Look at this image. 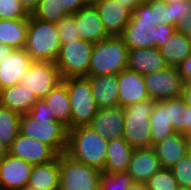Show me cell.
<instances>
[{
	"mask_svg": "<svg viewBox=\"0 0 191 190\" xmlns=\"http://www.w3.org/2000/svg\"><path fill=\"white\" fill-rule=\"evenodd\" d=\"M33 59L25 49L14 52L0 61V91L16 85L33 63Z\"/></svg>",
	"mask_w": 191,
	"mask_h": 190,
	"instance_id": "cell-19",
	"label": "cell"
},
{
	"mask_svg": "<svg viewBox=\"0 0 191 190\" xmlns=\"http://www.w3.org/2000/svg\"><path fill=\"white\" fill-rule=\"evenodd\" d=\"M70 15L66 9V0H40L32 17L44 22L57 23L63 17Z\"/></svg>",
	"mask_w": 191,
	"mask_h": 190,
	"instance_id": "cell-30",
	"label": "cell"
},
{
	"mask_svg": "<svg viewBox=\"0 0 191 190\" xmlns=\"http://www.w3.org/2000/svg\"><path fill=\"white\" fill-rule=\"evenodd\" d=\"M23 190H38L35 187H32L30 185H27L25 188H23Z\"/></svg>",
	"mask_w": 191,
	"mask_h": 190,
	"instance_id": "cell-51",
	"label": "cell"
},
{
	"mask_svg": "<svg viewBox=\"0 0 191 190\" xmlns=\"http://www.w3.org/2000/svg\"><path fill=\"white\" fill-rule=\"evenodd\" d=\"M85 6H88L87 0H66V9L70 14H75Z\"/></svg>",
	"mask_w": 191,
	"mask_h": 190,
	"instance_id": "cell-44",
	"label": "cell"
},
{
	"mask_svg": "<svg viewBox=\"0 0 191 190\" xmlns=\"http://www.w3.org/2000/svg\"><path fill=\"white\" fill-rule=\"evenodd\" d=\"M8 154L33 165L50 162L59 155L48 144L34 138L25 137L21 133L18 134L12 145L8 148Z\"/></svg>",
	"mask_w": 191,
	"mask_h": 190,
	"instance_id": "cell-12",
	"label": "cell"
},
{
	"mask_svg": "<svg viewBox=\"0 0 191 190\" xmlns=\"http://www.w3.org/2000/svg\"><path fill=\"white\" fill-rule=\"evenodd\" d=\"M144 76L149 98L166 100L181 96L184 80L178 74L176 67L167 66L165 69Z\"/></svg>",
	"mask_w": 191,
	"mask_h": 190,
	"instance_id": "cell-10",
	"label": "cell"
},
{
	"mask_svg": "<svg viewBox=\"0 0 191 190\" xmlns=\"http://www.w3.org/2000/svg\"><path fill=\"white\" fill-rule=\"evenodd\" d=\"M191 139L182 133L173 132L152 148L159 158L162 168H172L190 152Z\"/></svg>",
	"mask_w": 191,
	"mask_h": 190,
	"instance_id": "cell-15",
	"label": "cell"
},
{
	"mask_svg": "<svg viewBox=\"0 0 191 190\" xmlns=\"http://www.w3.org/2000/svg\"><path fill=\"white\" fill-rule=\"evenodd\" d=\"M20 114L0 105V139L8 148L20 133Z\"/></svg>",
	"mask_w": 191,
	"mask_h": 190,
	"instance_id": "cell-32",
	"label": "cell"
},
{
	"mask_svg": "<svg viewBox=\"0 0 191 190\" xmlns=\"http://www.w3.org/2000/svg\"><path fill=\"white\" fill-rule=\"evenodd\" d=\"M60 47L56 23L44 22L30 15L24 49L33 61L55 62Z\"/></svg>",
	"mask_w": 191,
	"mask_h": 190,
	"instance_id": "cell-2",
	"label": "cell"
},
{
	"mask_svg": "<svg viewBox=\"0 0 191 190\" xmlns=\"http://www.w3.org/2000/svg\"><path fill=\"white\" fill-rule=\"evenodd\" d=\"M128 51L121 36H110L95 43L88 76L118 75L127 68Z\"/></svg>",
	"mask_w": 191,
	"mask_h": 190,
	"instance_id": "cell-3",
	"label": "cell"
},
{
	"mask_svg": "<svg viewBox=\"0 0 191 190\" xmlns=\"http://www.w3.org/2000/svg\"><path fill=\"white\" fill-rule=\"evenodd\" d=\"M124 120V108L121 106L102 108L98 109L88 126L110 141L123 137Z\"/></svg>",
	"mask_w": 191,
	"mask_h": 190,
	"instance_id": "cell-17",
	"label": "cell"
},
{
	"mask_svg": "<svg viewBox=\"0 0 191 190\" xmlns=\"http://www.w3.org/2000/svg\"><path fill=\"white\" fill-rule=\"evenodd\" d=\"M56 25L61 45L79 39V35L77 34L76 17L74 14L63 17L56 23Z\"/></svg>",
	"mask_w": 191,
	"mask_h": 190,
	"instance_id": "cell-37",
	"label": "cell"
},
{
	"mask_svg": "<svg viewBox=\"0 0 191 190\" xmlns=\"http://www.w3.org/2000/svg\"><path fill=\"white\" fill-rule=\"evenodd\" d=\"M48 110L59 123L71 129V106L66 84L59 82L45 97Z\"/></svg>",
	"mask_w": 191,
	"mask_h": 190,
	"instance_id": "cell-24",
	"label": "cell"
},
{
	"mask_svg": "<svg viewBox=\"0 0 191 190\" xmlns=\"http://www.w3.org/2000/svg\"><path fill=\"white\" fill-rule=\"evenodd\" d=\"M150 30L151 27L137 26V22H129L121 37L129 50L155 48V44L151 41V34L148 33Z\"/></svg>",
	"mask_w": 191,
	"mask_h": 190,
	"instance_id": "cell-29",
	"label": "cell"
},
{
	"mask_svg": "<svg viewBox=\"0 0 191 190\" xmlns=\"http://www.w3.org/2000/svg\"><path fill=\"white\" fill-rule=\"evenodd\" d=\"M119 106H126L149 99L144 76L128 68L118 74Z\"/></svg>",
	"mask_w": 191,
	"mask_h": 190,
	"instance_id": "cell-16",
	"label": "cell"
},
{
	"mask_svg": "<svg viewBox=\"0 0 191 190\" xmlns=\"http://www.w3.org/2000/svg\"><path fill=\"white\" fill-rule=\"evenodd\" d=\"M33 166L23 159L7 154L0 161V190L25 188Z\"/></svg>",
	"mask_w": 191,
	"mask_h": 190,
	"instance_id": "cell-13",
	"label": "cell"
},
{
	"mask_svg": "<svg viewBox=\"0 0 191 190\" xmlns=\"http://www.w3.org/2000/svg\"><path fill=\"white\" fill-rule=\"evenodd\" d=\"M181 97L187 104L181 116V133L191 139V84L185 83Z\"/></svg>",
	"mask_w": 191,
	"mask_h": 190,
	"instance_id": "cell-40",
	"label": "cell"
},
{
	"mask_svg": "<svg viewBox=\"0 0 191 190\" xmlns=\"http://www.w3.org/2000/svg\"><path fill=\"white\" fill-rule=\"evenodd\" d=\"M167 66L176 67L187 56L191 55V41L183 33L175 31L170 40L159 48Z\"/></svg>",
	"mask_w": 191,
	"mask_h": 190,
	"instance_id": "cell-27",
	"label": "cell"
},
{
	"mask_svg": "<svg viewBox=\"0 0 191 190\" xmlns=\"http://www.w3.org/2000/svg\"><path fill=\"white\" fill-rule=\"evenodd\" d=\"M110 36H121L130 22L132 11L117 0H103L94 5Z\"/></svg>",
	"mask_w": 191,
	"mask_h": 190,
	"instance_id": "cell-14",
	"label": "cell"
},
{
	"mask_svg": "<svg viewBox=\"0 0 191 190\" xmlns=\"http://www.w3.org/2000/svg\"><path fill=\"white\" fill-rule=\"evenodd\" d=\"M147 3L151 6L152 22L155 26L159 23L171 26V13L167 2L164 0H148Z\"/></svg>",
	"mask_w": 191,
	"mask_h": 190,
	"instance_id": "cell-38",
	"label": "cell"
},
{
	"mask_svg": "<svg viewBox=\"0 0 191 190\" xmlns=\"http://www.w3.org/2000/svg\"><path fill=\"white\" fill-rule=\"evenodd\" d=\"M148 190H181L171 169L161 168L146 182Z\"/></svg>",
	"mask_w": 191,
	"mask_h": 190,
	"instance_id": "cell-34",
	"label": "cell"
},
{
	"mask_svg": "<svg viewBox=\"0 0 191 190\" xmlns=\"http://www.w3.org/2000/svg\"><path fill=\"white\" fill-rule=\"evenodd\" d=\"M171 13V26L176 31L191 37V0L168 3Z\"/></svg>",
	"mask_w": 191,
	"mask_h": 190,
	"instance_id": "cell-31",
	"label": "cell"
},
{
	"mask_svg": "<svg viewBox=\"0 0 191 190\" xmlns=\"http://www.w3.org/2000/svg\"><path fill=\"white\" fill-rule=\"evenodd\" d=\"M25 10L31 15L37 8L40 0H19Z\"/></svg>",
	"mask_w": 191,
	"mask_h": 190,
	"instance_id": "cell-45",
	"label": "cell"
},
{
	"mask_svg": "<svg viewBox=\"0 0 191 190\" xmlns=\"http://www.w3.org/2000/svg\"><path fill=\"white\" fill-rule=\"evenodd\" d=\"M109 140L87 126L68 130L66 153L86 165L104 170Z\"/></svg>",
	"mask_w": 191,
	"mask_h": 190,
	"instance_id": "cell-1",
	"label": "cell"
},
{
	"mask_svg": "<svg viewBox=\"0 0 191 190\" xmlns=\"http://www.w3.org/2000/svg\"><path fill=\"white\" fill-rule=\"evenodd\" d=\"M31 118H48L54 117L48 110L45 98H38L33 107L27 112Z\"/></svg>",
	"mask_w": 191,
	"mask_h": 190,
	"instance_id": "cell-42",
	"label": "cell"
},
{
	"mask_svg": "<svg viewBox=\"0 0 191 190\" xmlns=\"http://www.w3.org/2000/svg\"><path fill=\"white\" fill-rule=\"evenodd\" d=\"M74 15L80 39L95 44L110 37L94 5L85 6Z\"/></svg>",
	"mask_w": 191,
	"mask_h": 190,
	"instance_id": "cell-18",
	"label": "cell"
},
{
	"mask_svg": "<svg viewBox=\"0 0 191 190\" xmlns=\"http://www.w3.org/2000/svg\"><path fill=\"white\" fill-rule=\"evenodd\" d=\"M20 133L51 146L58 154L66 152L68 129L54 117L31 118L27 113L20 116Z\"/></svg>",
	"mask_w": 191,
	"mask_h": 190,
	"instance_id": "cell-6",
	"label": "cell"
},
{
	"mask_svg": "<svg viewBox=\"0 0 191 190\" xmlns=\"http://www.w3.org/2000/svg\"><path fill=\"white\" fill-rule=\"evenodd\" d=\"M98 109L119 106L118 75L87 76Z\"/></svg>",
	"mask_w": 191,
	"mask_h": 190,
	"instance_id": "cell-20",
	"label": "cell"
},
{
	"mask_svg": "<svg viewBox=\"0 0 191 190\" xmlns=\"http://www.w3.org/2000/svg\"><path fill=\"white\" fill-rule=\"evenodd\" d=\"M138 2H147L148 0H137Z\"/></svg>",
	"mask_w": 191,
	"mask_h": 190,
	"instance_id": "cell-53",
	"label": "cell"
},
{
	"mask_svg": "<svg viewBox=\"0 0 191 190\" xmlns=\"http://www.w3.org/2000/svg\"><path fill=\"white\" fill-rule=\"evenodd\" d=\"M124 6L128 7L131 11L139 4L137 0H117Z\"/></svg>",
	"mask_w": 191,
	"mask_h": 190,
	"instance_id": "cell-47",
	"label": "cell"
},
{
	"mask_svg": "<svg viewBox=\"0 0 191 190\" xmlns=\"http://www.w3.org/2000/svg\"><path fill=\"white\" fill-rule=\"evenodd\" d=\"M30 14L19 0H0V19L18 20L29 19Z\"/></svg>",
	"mask_w": 191,
	"mask_h": 190,
	"instance_id": "cell-36",
	"label": "cell"
},
{
	"mask_svg": "<svg viewBox=\"0 0 191 190\" xmlns=\"http://www.w3.org/2000/svg\"><path fill=\"white\" fill-rule=\"evenodd\" d=\"M103 0H87L88 5H95Z\"/></svg>",
	"mask_w": 191,
	"mask_h": 190,
	"instance_id": "cell-50",
	"label": "cell"
},
{
	"mask_svg": "<svg viewBox=\"0 0 191 190\" xmlns=\"http://www.w3.org/2000/svg\"><path fill=\"white\" fill-rule=\"evenodd\" d=\"M28 185L38 190H59L60 160L59 155L52 161L33 166Z\"/></svg>",
	"mask_w": 191,
	"mask_h": 190,
	"instance_id": "cell-25",
	"label": "cell"
},
{
	"mask_svg": "<svg viewBox=\"0 0 191 190\" xmlns=\"http://www.w3.org/2000/svg\"><path fill=\"white\" fill-rule=\"evenodd\" d=\"M14 48L10 47L6 44L0 43V61L6 58L7 56H10L14 52Z\"/></svg>",
	"mask_w": 191,
	"mask_h": 190,
	"instance_id": "cell-46",
	"label": "cell"
},
{
	"mask_svg": "<svg viewBox=\"0 0 191 190\" xmlns=\"http://www.w3.org/2000/svg\"><path fill=\"white\" fill-rule=\"evenodd\" d=\"M181 190H191V153L170 168Z\"/></svg>",
	"mask_w": 191,
	"mask_h": 190,
	"instance_id": "cell-35",
	"label": "cell"
},
{
	"mask_svg": "<svg viewBox=\"0 0 191 190\" xmlns=\"http://www.w3.org/2000/svg\"><path fill=\"white\" fill-rule=\"evenodd\" d=\"M161 168L159 158L153 148L136 149L131 156L127 172L131 175L133 182L145 183Z\"/></svg>",
	"mask_w": 191,
	"mask_h": 190,
	"instance_id": "cell-21",
	"label": "cell"
},
{
	"mask_svg": "<svg viewBox=\"0 0 191 190\" xmlns=\"http://www.w3.org/2000/svg\"><path fill=\"white\" fill-rule=\"evenodd\" d=\"M157 100L151 98L124 108L123 139L131 148H152L149 118Z\"/></svg>",
	"mask_w": 191,
	"mask_h": 190,
	"instance_id": "cell-4",
	"label": "cell"
},
{
	"mask_svg": "<svg viewBox=\"0 0 191 190\" xmlns=\"http://www.w3.org/2000/svg\"><path fill=\"white\" fill-rule=\"evenodd\" d=\"M68 89L71 106V128L87 126L97 114L98 107L87 76L62 79Z\"/></svg>",
	"mask_w": 191,
	"mask_h": 190,
	"instance_id": "cell-7",
	"label": "cell"
},
{
	"mask_svg": "<svg viewBox=\"0 0 191 190\" xmlns=\"http://www.w3.org/2000/svg\"><path fill=\"white\" fill-rule=\"evenodd\" d=\"M134 149L122 138L110 140L106 150L103 171L127 172Z\"/></svg>",
	"mask_w": 191,
	"mask_h": 190,
	"instance_id": "cell-26",
	"label": "cell"
},
{
	"mask_svg": "<svg viewBox=\"0 0 191 190\" xmlns=\"http://www.w3.org/2000/svg\"><path fill=\"white\" fill-rule=\"evenodd\" d=\"M37 100L34 92L20 82L0 91V105L20 115L26 114Z\"/></svg>",
	"mask_w": 191,
	"mask_h": 190,
	"instance_id": "cell-23",
	"label": "cell"
},
{
	"mask_svg": "<svg viewBox=\"0 0 191 190\" xmlns=\"http://www.w3.org/2000/svg\"><path fill=\"white\" fill-rule=\"evenodd\" d=\"M59 160V190H99V169L75 160L66 152L59 154Z\"/></svg>",
	"mask_w": 191,
	"mask_h": 190,
	"instance_id": "cell-8",
	"label": "cell"
},
{
	"mask_svg": "<svg viewBox=\"0 0 191 190\" xmlns=\"http://www.w3.org/2000/svg\"><path fill=\"white\" fill-rule=\"evenodd\" d=\"M167 67L157 48H140L128 51L127 68L142 75L161 71Z\"/></svg>",
	"mask_w": 191,
	"mask_h": 190,
	"instance_id": "cell-22",
	"label": "cell"
},
{
	"mask_svg": "<svg viewBox=\"0 0 191 190\" xmlns=\"http://www.w3.org/2000/svg\"><path fill=\"white\" fill-rule=\"evenodd\" d=\"M165 2H167V3H172V2H174V1H184V0H164Z\"/></svg>",
	"mask_w": 191,
	"mask_h": 190,
	"instance_id": "cell-52",
	"label": "cell"
},
{
	"mask_svg": "<svg viewBox=\"0 0 191 190\" xmlns=\"http://www.w3.org/2000/svg\"><path fill=\"white\" fill-rule=\"evenodd\" d=\"M61 81L55 62L42 61H34L20 79L37 98H44Z\"/></svg>",
	"mask_w": 191,
	"mask_h": 190,
	"instance_id": "cell-11",
	"label": "cell"
},
{
	"mask_svg": "<svg viewBox=\"0 0 191 190\" xmlns=\"http://www.w3.org/2000/svg\"><path fill=\"white\" fill-rule=\"evenodd\" d=\"M94 44L82 39L61 45L55 65L62 79L88 76Z\"/></svg>",
	"mask_w": 191,
	"mask_h": 190,
	"instance_id": "cell-9",
	"label": "cell"
},
{
	"mask_svg": "<svg viewBox=\"0 0 191 190\" xmlns=\"http://www.w3.org/2000/svg\"><path fill=\"white\" fill-rule=\"evenodd\" d=\"M133 183L128 172L101 171L99 190H127Z\"/></svg>",
	"mask_w": 191,
	"mask_h": 190,
	"instance_id": "cell-33",
	"label": "cell"
},
{
	"mask_svg": "<svg viewBox=\"0 0 191 190\" xmlns=\"http://www.w3.org/2000/svg\"><path fill=\"white\" fill-rule=\"evenodd\" d=\"M176 31L175 26H168L164 23H159L152 30L148 31L151 34V41L155 44V48L159 49L170 40V36Z\"/></svg>",
	"mask_w": 191,
	"mask_h": 190,
	"instance_id": "cell-41",
	"label": "cell"
},
{
	"mask_svg": "<svg viewBox=\"0 0 191 190\" xmlns=\"http://www.w3.org/2000/svg\"><path fill=\"white\" fill-rule=\"evenodd\" d=\"M8 154V147L0 139V161Z\"/></svg>",
	"mask_w": 191,
	"mask_h": 190,
	"instance_id": "cell-49",
	"label": "cell"
},
{
	"mask_svg": "<svg viewBox=\"0 0 191 190\" xmlns=\"http://www.w3.org/2000/svg\"><path fill=\"white\" fill-rule=\"evenodd\" d=\"M186 106L181 96L156 101L149 118L152 147L173 132L181 133V116Z\"/></svg>",
	"mask_w": 191,
	"mask_h": 190,
	"instance_id": "cell-5",
	"label": "cell"
},
{
	"mask_svg": "<svg viewBox=\"0 0 191 190\" xmlns=\"http://www.w3.org/2000/svg\"><path fill=\"white\" fill-rule=\"evenodd\" d=\"M178 74L185 83L191 81V55L187 56L180 64L176 66Z\"/></svg>",
	"mask_w": 191,
	"mask_h": 190,
	"instance_id": "cell-43",
	"label": "cell"
},
{
	"mask_svg": "<svg viewBox=\"0 0 191 190\" xmlns=\"http://www.w3.org/2000/svg\"><path fill=\"white\" fill-rule=\"evenodd\" d=\"M152 21L151 6L147 2H139L132 11L130 22H137V26L153 28L155 25Z\"/></svg>",
	"mask_w": 191,
	"mask_h": 190,
	"instance_id": "cell-39",
	"label": "cell"
},
{
	"mask_svg": "<svg viewBox=\"0 0 191 190\" xmlns=\"http://www.w3.org/2000/svg\"><path fill=\"white\" fill-rule=\"evenodd\" d=\"M28 19H0V43L14 49H23L26 44Z\"/></svg>",
	"mask_w": 191,
	"mask_h": 190,
	"instance_id": "cell-28",
	"label": "cell"
},
{
	"mask_svg": "<svg viewBox=\"0 0 191 190\" xmlns=\"http://www.w3.org/2000/svg\"><path fill=\"white\" fill-rule=\"evenodd\" d=\"M127 190H148L143 182H133Z\"/></svg>",
	"mask_w": 191,
	"mask_h": 190,
	"instance_id": "cell-48",
	"label": "cell"
}]
</instances>
